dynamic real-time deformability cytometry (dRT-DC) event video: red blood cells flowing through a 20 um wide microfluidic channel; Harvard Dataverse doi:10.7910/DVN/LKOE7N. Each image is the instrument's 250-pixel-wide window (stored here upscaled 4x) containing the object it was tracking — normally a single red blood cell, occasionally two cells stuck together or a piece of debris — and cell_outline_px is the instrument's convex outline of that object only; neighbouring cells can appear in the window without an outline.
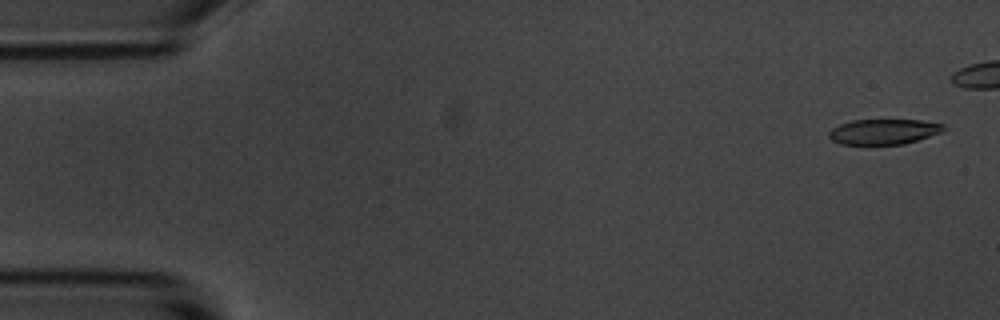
{"species": "common noctule bat (a hibernating species)", "species_latin": "Nyctalus noctula", "temperature_condition": "room temperature", "stored_images_in_passage": 16, "camera_frame_rate_fps": 3000, "um_per_image_px": 0.085, "animal": {"sex": "male", "body_mass_g": 20.1, "forearm_length_mm": 53.5}, "frame": {"image": 1, "passage_image": 1, "time_ms": 0.0, "image_size_px": [1000, 320], "cell_outline_px": [[944, 128], [940, 132], [904, 144], [868, 148], [864, 148], [840, 144], [832, 140], [828, 136], [828, 132], [832, 128], [840, 124], [852, 120], [920, 120], [944, 124]], "centroid_in_image_um": [75.0, 11.25], "position_along_channel_um": 10.0, "area_um2": 17.69}}
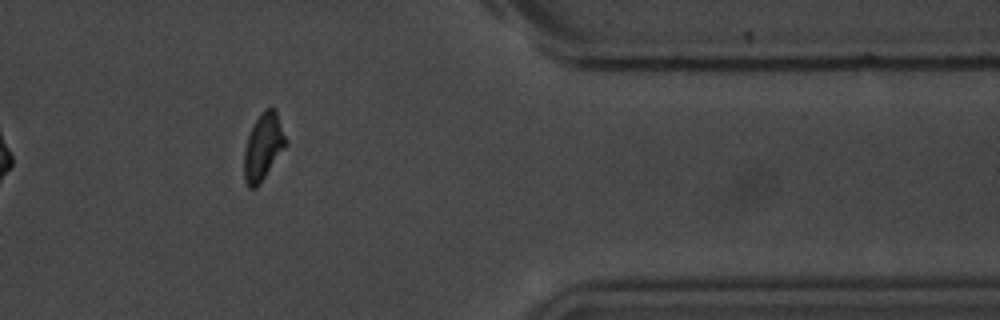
{"frame": {"image": 2, "passage_image": 14, "time_ms": 4.333, "image_size_px": [1000, 320], "cell_outline_px": [[288, 144], [260, 184], [256, 188], [248, 188], [244, 180], [244, 152], [248, 136], [256, 120], [264, 108], [272, 104], [276, 108]], "centroid_in_image_um": [22.39, 12.46], "position_along_channel_um": 389.0, "area_um2": 16.47}}
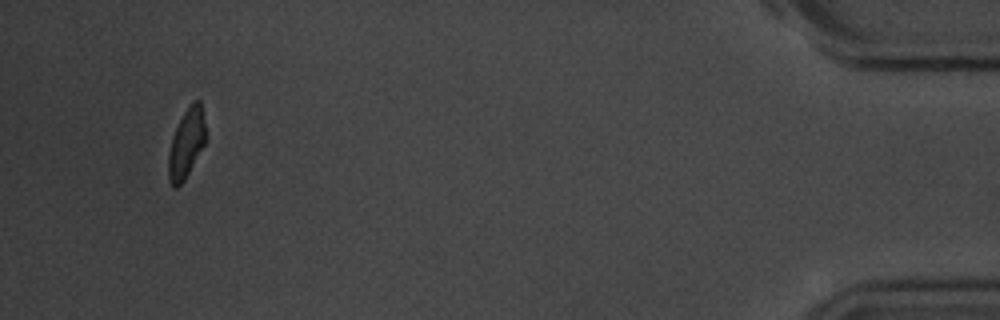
{"frame": {"image": 3, "passage_image": 16, "time_ms": 5.0, "image_size_px": [1000, 320], "cell_outline_px": [[204, 144], [184, 180], [176, 188], [168, 180], [168, 152], [176, 128], [184, 112], [192, 100], [200, 100], [204, 124]], "centroid_in_image_um": [15.81, 12.19], "position_along_channel_um": 419.4, "area_um2": 14.51}}